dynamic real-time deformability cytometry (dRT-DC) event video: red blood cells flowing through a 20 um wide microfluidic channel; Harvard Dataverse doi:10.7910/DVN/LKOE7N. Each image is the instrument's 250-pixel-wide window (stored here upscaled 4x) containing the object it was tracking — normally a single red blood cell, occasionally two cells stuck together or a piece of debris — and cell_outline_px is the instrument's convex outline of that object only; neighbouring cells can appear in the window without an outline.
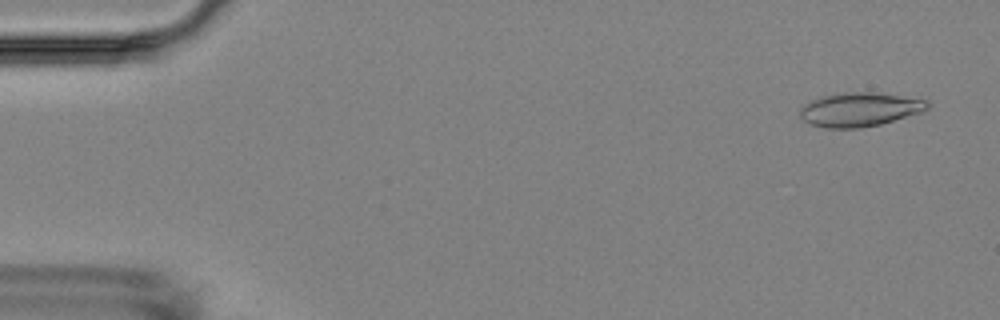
{"species": "Egyptian fruit bat (a non-hibernating species)", "species_latin": "Rousettus aegyptiacus", "temperature_condition": "room temperature", "stored_images_in_passage": 4, "camera_frame_rate_fps": 3000, "um_per_image_px": 0.085, "animal": {"sex": "female"}, "frame": {"image": 1, "passage_image": 1, "time_ms": 0.0, "image_size_px": [1000, 320], "cell_outline_px": [[928, 108], [920, 112], [880, 124], [860, 128], [824, 128], [812, 124], [804, 120], [800, 116], [800, 108], [804, 104], [812, 100], [824, 96], [844, 92], [872, 92], [928, 100]], "centroid_in_image_um": [73.04, 9.31], "position_along_channel_um": 12.0, "area_um2": 24.85}}
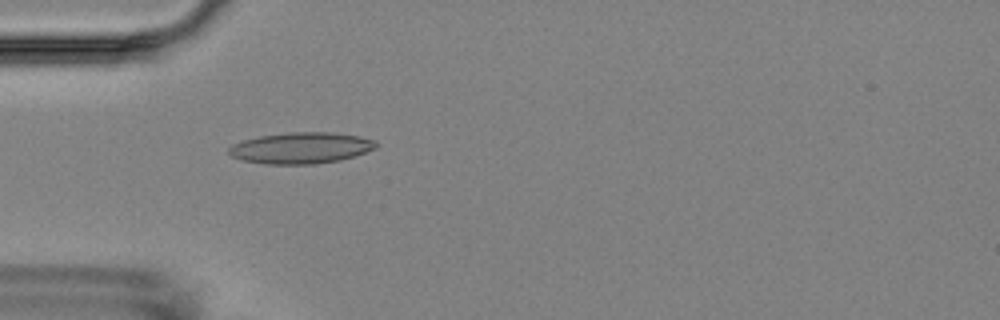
{"frame": {"image": 2, "passage_image": 4, "time_ms": 4.667, "image_size_px": [1000, 320], "cell_outline_px": [[376, 148], [340, 160], [316, 164], [264, 164], [240, 160], [232, 156], [228, 152], [228, 148], [232, 144], [244, 140], [260, 136], [288, 132], [332, 132], [360, 136], [376, 140]], "centroid_in_image_um": [25.56, 12.57], "position_along_channel_um": 59.4, "area_um2": 26.82}}